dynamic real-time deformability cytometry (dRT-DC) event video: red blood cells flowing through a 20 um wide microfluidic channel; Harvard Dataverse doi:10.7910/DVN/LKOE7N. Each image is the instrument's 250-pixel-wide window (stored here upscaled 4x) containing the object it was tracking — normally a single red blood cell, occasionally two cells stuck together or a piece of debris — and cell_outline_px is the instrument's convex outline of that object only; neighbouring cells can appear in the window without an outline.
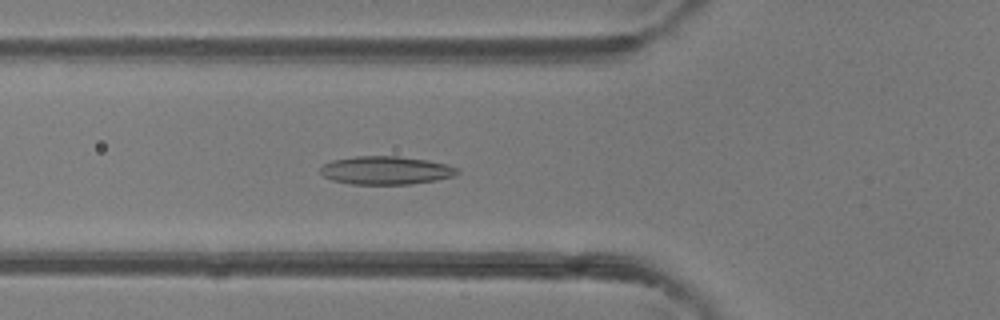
{"species": "common noctule bat (a hibernating species)", "species_latin": "Nyctalus noctula", "temperature_condition": "room temperature", "stored_images_in_passage": 44, "camera_frame_rate_fps": 3000, "um_per_image_px": 0.085, "animal": {"sex": "female"}, "frame": {"image": 1, "passage_image": 14, "time_ms": 4.333, "image_size_px": [1000, 320], "cell_outline_px": [[460, 172], [456, 176], [436, 180], [408, 184], [352, 184], [332, 180], [324, 176], [320, 172], [320, 168], [324, 164], [332, 160], [356, 156], [396, 156], [428, 160], [448, 164], [460, 168]], "centroid_in_image_um": [32.85, 14.47], "position_along_channel_um": 93.0, "area_um2": 22.66}}
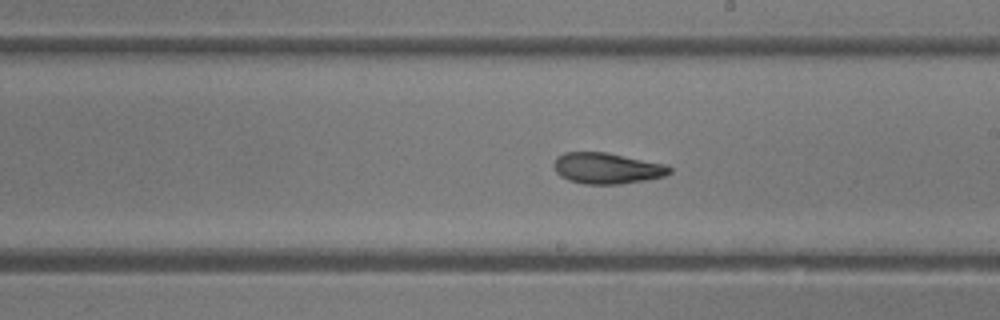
{"frame": {"image": 2, "passage_image": 24, "time_ms": 7.667, "image_size_px": [1000, 320], "cell_outline_px": [[672, 172], [664, 176], [644, 180], [620, 184], [584, 184], [568, 180], [560, 176], [556, 172], [552, 164], [556, 156], [564, 152], [608, 152], [668, 164], [672, 168]], "centroid_in_image_um": [51.59, 14.29], "position_along_channel_um": 237.4, "area_um2": 21.27}}
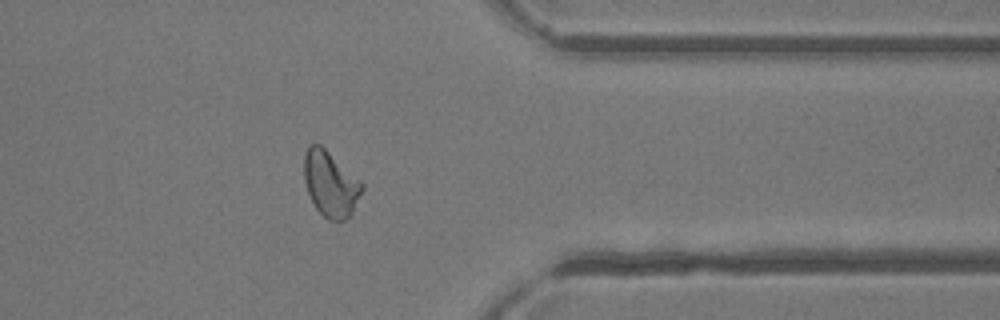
{"frame": {"image": 3, "passage_image": 35, "time_ms": 11.333, "image_size_px": [1000, 320], "cell_outline_px": [[364, 188], [352, 212], [344, 220], [328, 220], [316, 208], [308, 192], [304, 180], [304, 152], [308, 144], [320, 144], [360, 180], [364, 184]], "centroid_in_image_um": [28.08, 15.61], "position_along_channel_um": 383.3, "area_um2": 21.91}, "authors_computed_cell_mechanics": {"area_um2": 21.9062, "velocity_mm_per_s": 4.3119, "shape_relaxation_time_tau1_ms": 7.6981, "shape_relaxation_time_tau2_ms": 4.9333, "deformation_change_tau1": 0.1986, "deformation_change_tau2": 0.125}}